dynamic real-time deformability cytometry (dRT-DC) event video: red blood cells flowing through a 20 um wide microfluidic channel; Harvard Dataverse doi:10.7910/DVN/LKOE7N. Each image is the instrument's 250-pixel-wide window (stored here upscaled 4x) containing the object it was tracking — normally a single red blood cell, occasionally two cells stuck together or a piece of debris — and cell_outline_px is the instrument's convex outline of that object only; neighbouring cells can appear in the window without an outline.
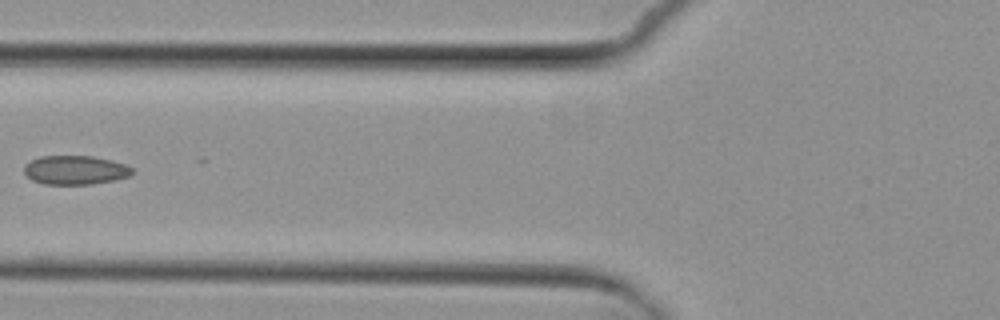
{"species": "common noctule bat (a hibernating species)", "species_latin": "Nyctalus noctula", "temperature_condition": "cold", "stored_images_in_passage": 6, "camera_frame_rate_fps": 3000, "um_per_image_px": 0.085, "animal": {"sex": "female", "body_mass_g": 29.2, "forearm_length_mm": 56.3}, "frame": {"image": 1, "passage_image": 5, "time_ms": 5.0, "image_size_px": [1000, 320], "cell_outline_px": [[132, 172], [128, 176], [116, 180], [92, 184], [44, 184], [32, 180], [24, 172], [24, 164], [40, 156], [92, 156], [112, 160], [124, 164], [132, 168]], "centroid_in_image_um": [6.38, 14.45], "position_along_channel_um": 119.4, "area_um2": 18.21}}
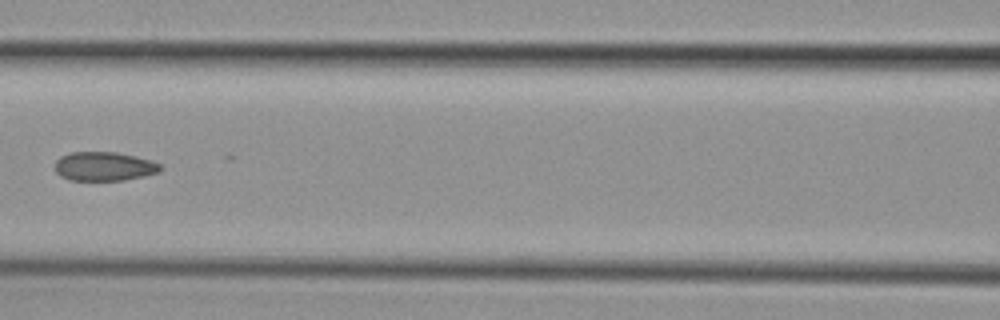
{"frame": {"image": 2, "passage_image": 6, "time_ms": 6.0, "image_size_px": [1000, 320], "cell_outline_px": [[164, 168], [160, 172], [144, 176], [124, 180], [68, 180], [60, 176], [56, 172], [56, 160], [60, 156], [72, 152], [116, 152], [136, 156], [160, 164]], "centroid_in_image_um": [8.86, 14.14], "position_along_channel_um": 157.7, "area_um2": 17.86}}